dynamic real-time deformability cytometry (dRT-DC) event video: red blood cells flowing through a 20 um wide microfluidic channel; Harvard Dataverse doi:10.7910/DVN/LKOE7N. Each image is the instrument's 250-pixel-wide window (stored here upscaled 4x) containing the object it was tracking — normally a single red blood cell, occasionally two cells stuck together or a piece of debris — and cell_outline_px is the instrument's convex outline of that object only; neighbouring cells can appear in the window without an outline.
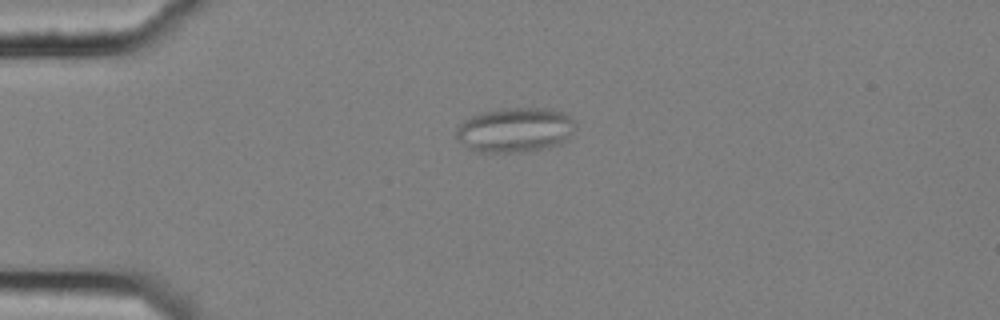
{"species": "common noctule bat (a hibernating species)", "species_latin": "Nyctalus noctula", "temperature_condition": "cold", "stored_images_in_passage": 5, "camera_frame_rate_fps": 3000, "um_per_image_px": 0.085, "animal": {"sex": "female", "body_mass_g": 25.1}, "frame": {"image": 1, "passage_image": 4, "time_ms": 1.0, "image_size_px": [1000, 320], "cell_outline_px": [[576, 124], [568, 140], [560, 144], [528, 152], [476, 152], [468, 148], [456, 136], [456, 128], [464, 120], [480, 112], [504, 108], [544, 108], [568, 112]], "centroid_in_image_um": [43.82, 11.04], "position_along_channel_um": 41.2, "area_um2": 31.39}}